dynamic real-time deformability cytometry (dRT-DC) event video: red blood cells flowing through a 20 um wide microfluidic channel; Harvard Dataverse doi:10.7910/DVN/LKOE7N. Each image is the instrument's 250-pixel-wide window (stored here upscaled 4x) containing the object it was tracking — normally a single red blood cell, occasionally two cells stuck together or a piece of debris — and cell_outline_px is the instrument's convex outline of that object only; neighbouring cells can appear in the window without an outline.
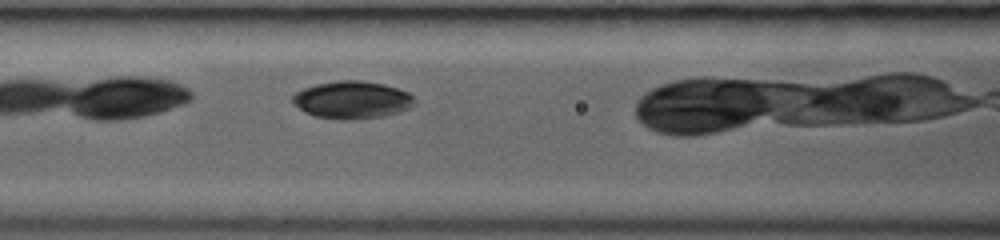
{"species": "common noctule bat (a hibernating species)", "species_latin": "Nyctalus noctula", "temperature_condition": "room temperature", "stored_images_in_passage": 11, "camera_frame_rate_fps": 3000, "um_per_image_px": 0.085, "animal": {"sex": "female", "body_mass_g": 19.0, "forearm_length_mm": 53.3}, "frame": {"image": 1, "passage_image": 7, "time_ms": 2.0, "image_size_px": [1000, 240], "cell_outline_px": [[416, 104], [412, 108], [400, 112], [384, 116], [348, 120], [340, 120], [316, 116], [304, 112], [292, 104], [292, 96], [296, 92], [304, 88], [316, 84], [336, 80], [360, 80], [384, 84], [408, 92], [416, 100]], "centroid_in_image_um": [29.94, 8.49], "position_along_channel_um": 136.7, "area_um2": 26.99}}